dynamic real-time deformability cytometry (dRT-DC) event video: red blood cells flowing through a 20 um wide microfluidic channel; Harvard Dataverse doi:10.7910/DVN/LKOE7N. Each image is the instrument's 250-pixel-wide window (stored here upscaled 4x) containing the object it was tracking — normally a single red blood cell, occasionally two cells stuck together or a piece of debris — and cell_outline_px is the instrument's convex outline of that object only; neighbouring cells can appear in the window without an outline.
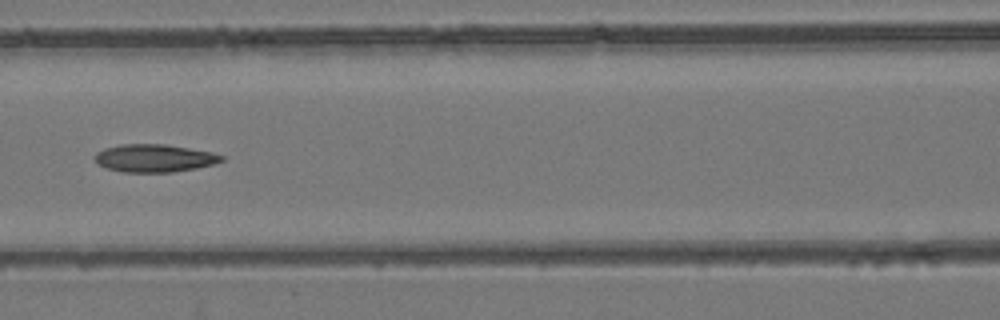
{"species": "common noctule bat (a hibernating species)", "species_latin": "Nyctalus noctula", "temperature_condition": "room temperature", "stored_images_in_passage": 8, "camera_frame_rate_fps": 3000, "um_per_image_px": 0.085, "animal": {"sex": "female", "body_mass_g": 24.6, "forearm_length_mm": 56.2}, "frame": {"image": 1, "passage_image": 8, "time_ms": 8.0, "image_size_px": [1000, 320], "cell_outline_px": [[224, 160], [212, 164], [196, 168], [172, 172], [124, 172], [108, 168], [100, 164], [92, 156], [96, 152], [104, 148], [120, 144], [164, 144], [212, 152], [224, 156]], "centroid_in_image_um": [13.11, 13.43], "position_along_channel_um": 153.5, "area_um2": 20.4}}